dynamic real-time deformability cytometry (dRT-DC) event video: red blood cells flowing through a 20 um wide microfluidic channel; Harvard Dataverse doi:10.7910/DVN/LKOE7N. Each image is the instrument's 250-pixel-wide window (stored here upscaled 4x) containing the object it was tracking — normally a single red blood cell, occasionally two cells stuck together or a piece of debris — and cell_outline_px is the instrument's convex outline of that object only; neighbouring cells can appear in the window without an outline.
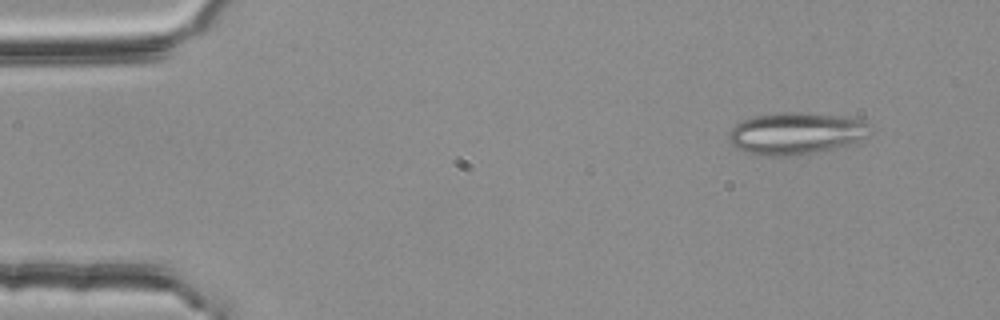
{"species": "common noctule bat (a hibernating species)", "species_latin": "Nyctalus noctula", "temperature_condition": "room temperature", "stored_images_in_passage": 4, "camera_frame_rate_fps": 3000, "um_per_image_px": 0.085, "animal": {"sex": "female", "body_mass_g": 25.1}, "frame": {"image": 1, "passage_image": 4, "time_ms": 1.0, "image_size_px": [1000, 320], "cell_outline_px": [[868, 124], [864, 136], [860, 140], [852, 144], [816, 152], [796, 156], [760, 156], [748, 152], [732, 144], [728, 140], [728, 132], [740, 120], [752, 116], [784, 112], [800, 112], [852, 116], [864, 120]], "centroid_in_image_um": [67.63, 11.32], "position_along_channel_um": 17.4, "area_um2": 34.8}}